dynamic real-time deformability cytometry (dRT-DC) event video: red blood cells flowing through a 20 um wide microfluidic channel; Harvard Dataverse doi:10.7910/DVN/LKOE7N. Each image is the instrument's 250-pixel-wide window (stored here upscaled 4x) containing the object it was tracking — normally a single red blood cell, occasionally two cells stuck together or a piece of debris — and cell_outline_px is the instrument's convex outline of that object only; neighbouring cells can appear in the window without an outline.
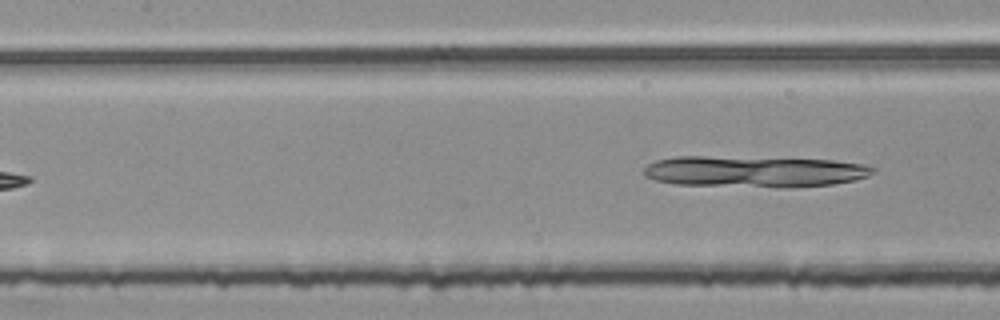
{"species": "common noctule bat (a hibernating species)", "species_latin": "Nyctalus noctula", "temperature_condition": "room temperature", "stored_images_in_passage": 6, "segment_of_instrument_passage": [2, 2], "camera_frame_rate_fps": 3000, "um_per_image_px": 0.085, "animal": {"sex": "female", "body_mass_g": 25.1}, "frame": {"image": 1, "passage_image": 6, "time_ms": 1.667, "image_size_px": [1000, 320], "cell_outline_px": [[876, 172], [868, 176], [856, 180], [832, 184], [796, 188], [776, 188], [676, 184], [656, 180], [644, 176], [644, 168], [648, 164], [656, 160], [676, 156], [704, 156], [832, 160], [864, 164], [876, 168]], "centroid_in_image_um": [64.15, 14.59], "position_along_channel_um": 143.3, "area_um2": 42.19}}